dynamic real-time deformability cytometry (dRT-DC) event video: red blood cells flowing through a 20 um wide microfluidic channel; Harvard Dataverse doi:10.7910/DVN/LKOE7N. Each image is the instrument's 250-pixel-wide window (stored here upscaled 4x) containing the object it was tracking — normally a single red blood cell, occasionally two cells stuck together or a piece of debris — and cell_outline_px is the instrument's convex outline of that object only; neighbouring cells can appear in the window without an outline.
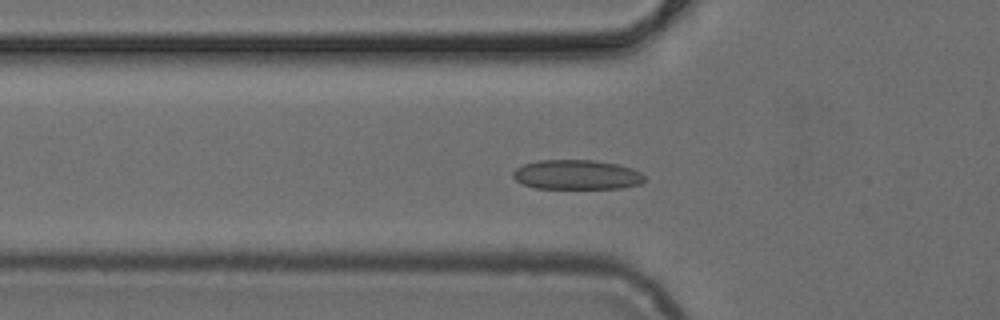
{"species": "common noctule bat (a hibernating species)", "species_latin": "Nyctalus noctula", "temperature_condition": "cold", "stored_images_in_passage": 49, "camera_frame_rate_fps": 3000, "um_per_image_px": 0.085, "animal": {"sex": "female", "body_mass_g": 24.6, "forearm_length_mm": 56.2}, "frame": {"image": 1, "passage_image": 16, "time_ms": 5.0, "image_size_px": [1000, 320], "cell_outline_px": [[644, 180], [640, 184], [620, 188], [536, 188], [524, 184], [516, 180], [512, 176], [512, 172], [516, 168], [524, 164], [536, 160], [592, 160], [616, 164], [632, 168], [640, 172], [644, 176]], "centroid_in_image_um": [49.0, 14.84], "position_along_channel_um": 76.8, "area_um2": 22.6}}
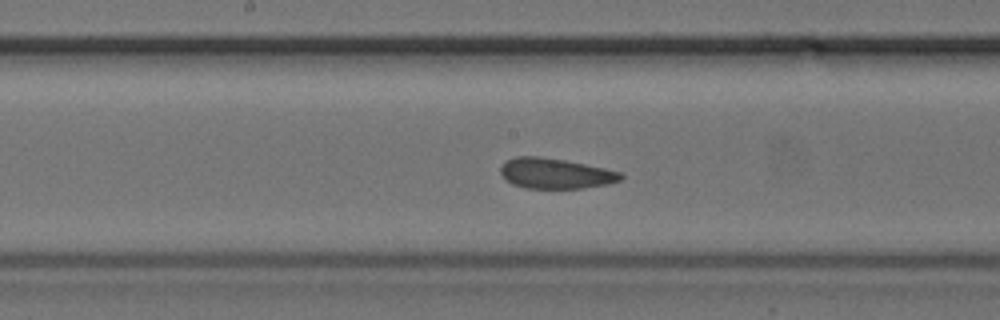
{"frame": {"image": 2, "passage_image": 25, "time_ms": 8.0, "image_size_px": [1000, 320], "cell_outline_px": [[624, 176], [620, 180], [608, 184], [584, 188], [524, 188], [512, 184], [504, 180], [500, 172], [500, 168], [508, 160], [516, 156], [540, 156], [564, 160], [624, 172]], "centroid_in_image_um": [47.21, 14.75], "position_along_channel_um": 201.0, "area_um2": 21.39}}
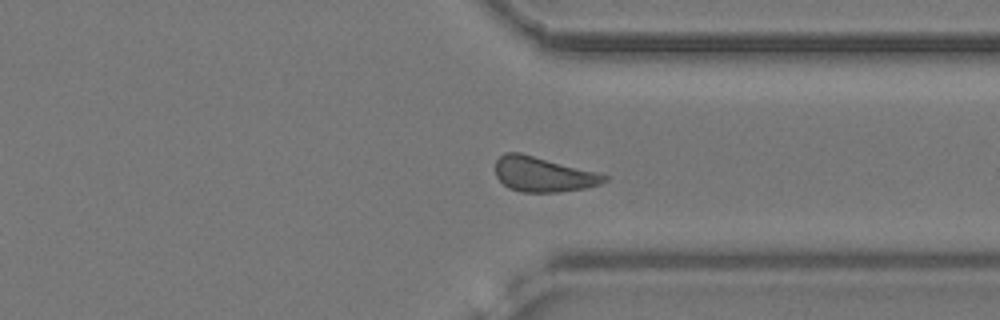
{"frame": {"image": 3, "passage_image": 37, "time_ms": 12.0, "image_size_px": [1000, 320], "cell_outline_px": [[608, 180], [600, 184], [584, 188], [556, 192], [520, 192], [508, 188], [496, 176], [496, 160], [504, 152], [520, 152], [596, 172], [608, 176]], "centroid_in_image_um": [46.14, 14.82], "position_along_channel_um": 365.3, "area_um2": 22.02}}